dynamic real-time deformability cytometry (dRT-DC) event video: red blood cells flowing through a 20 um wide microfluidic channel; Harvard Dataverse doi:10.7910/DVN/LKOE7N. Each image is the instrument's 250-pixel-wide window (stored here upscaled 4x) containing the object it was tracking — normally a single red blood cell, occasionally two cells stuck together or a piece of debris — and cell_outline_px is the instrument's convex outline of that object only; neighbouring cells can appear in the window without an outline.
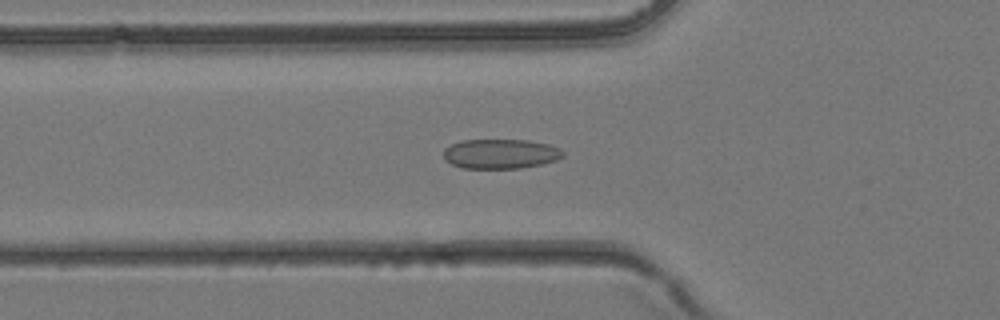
{"species": "common noctule bat (a hibernating species)", "species_latin": "Nyctalus noctula", "temperature_condition": "room temperature", "stored_images_in_passage": 38, "camera_frame_rate_fps": 3000, "um_per_image_px": 0.085, "animal": {"sex": "female", "body_mass_g": 24.6, "forearm_length_mm": 56.2}, "frame": {"image": 1, "passage_image": 13, "time_ms": 4.0, "image_size_px": [1000, 320], "cell_outline_px": [[564, 156], [556, 160], [540, 164], [520, 168], [460, 168], [444, 160], [444, 148], [460, 140], [528, 140], [548, 144], [560, 148], [564, 152]], "centroid_in_image_um": [42.53, 13.07], "position_along_channel_um": 83.3, "area_um2": 20.69}}
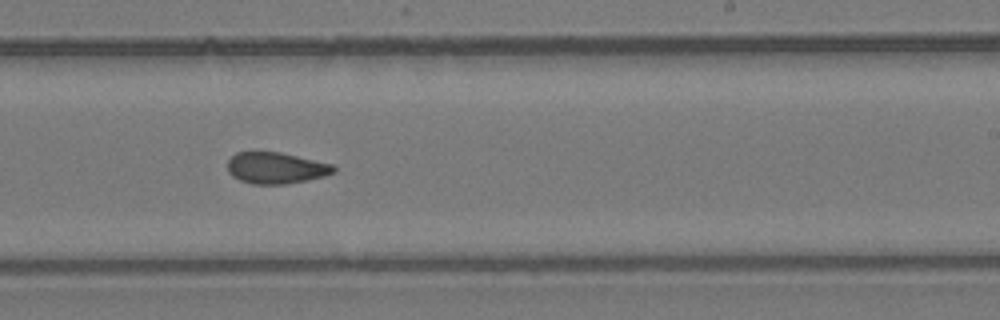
{"frame": {"image": 2, "passage_image": 23, "time_ms": 7.333, "image_size_px": [1000, 320], "cell_outline_px": [[336, 172], [324, 176], [308, 180], [284, 184], [252, 184], [240, 180], [232, 176], [228, 172], [228, 160], [236, 152], [280, 152], [332, 164], [336, 168]], "centroid_in_image_um": [23.45, 14.28], "position_along_channel_um": 265.5, "area_um2": 19.36}}
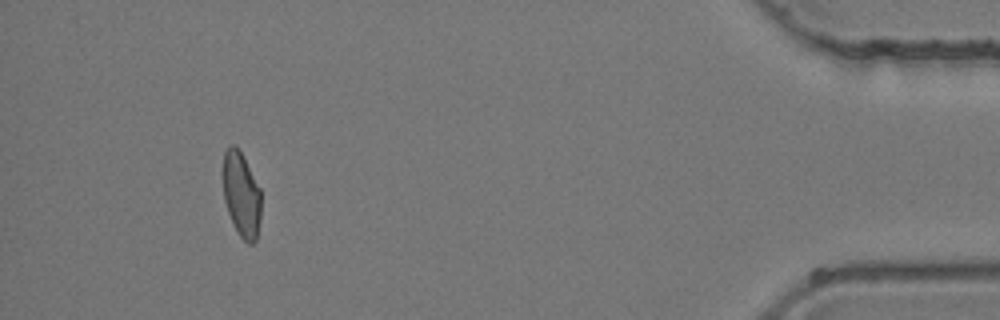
{"frame": {"image": 3, "passage_image": 35, "time_ms": 11.333, "image_size_px": [1000, 320], "cell_outline_px": [[260, 220], [256, 240], [252, 244], [248, 244], [240, 236], [228, 212], [224, 200], [224, 152], [232, 144], [240, 152], [260, 188]], "centroid_in_image_um": [20.53, 16.59], "position_along_channel_um": 414.7, "area_um2": 18.26}}